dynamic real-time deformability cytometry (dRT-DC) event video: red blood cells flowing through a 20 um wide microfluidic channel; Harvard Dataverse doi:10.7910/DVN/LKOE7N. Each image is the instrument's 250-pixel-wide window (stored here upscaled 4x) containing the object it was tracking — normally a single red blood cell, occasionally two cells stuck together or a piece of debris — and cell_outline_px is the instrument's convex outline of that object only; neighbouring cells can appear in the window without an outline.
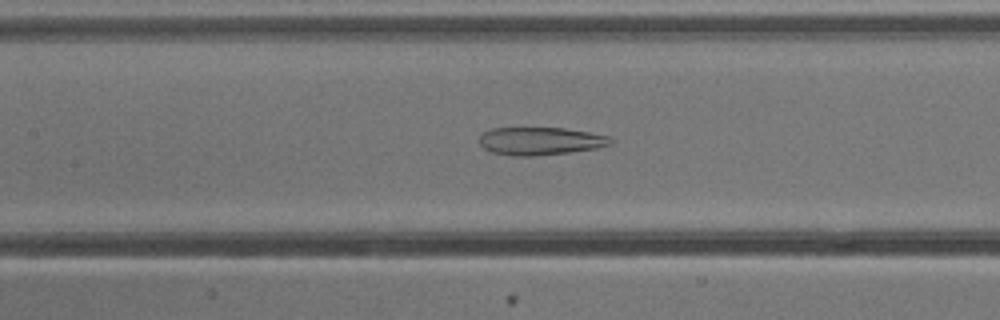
{"species": "common noctule bat (a hibernating species)", "species_latin": "Nyctalus noctula", "temperature_condition": "cold", "stored_images_in_passage": 38, "camera_frame_rate_fps": 3000, "um_per_image_px": 0.085, "animal": {"sex": "male", "body_mass_g": 13.3}, "frame": {"image": 1, "passage_image": 9, "time_ms": 2.667, "image_size_px": [1000, 320], "cell_outline_px": [[612, 144], [596, 148], [568, 152], [536, 156], [512, 156], [492, 152], [484, 148], [480, 144], [480, 136], [484, 132], [492, 128], [564, 128], [612, 136]], "centroid_in_image_um": [45.94, 11.99], "position_along_channel_um": 161.5, "area_um2": 21.27}}
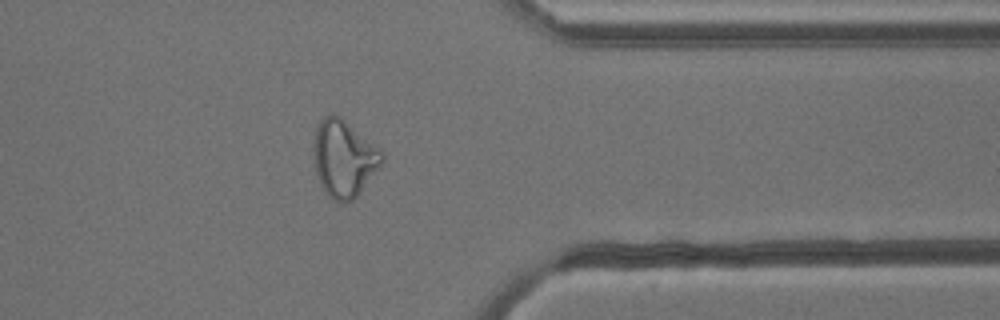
{"frame": {"image": 2, "passage_image": 27, "time_ms": 8.667, "image_size_px": [1000, 320], "cell_outline_px": [[384, 160], [356, 196], [352, 200], [344, 204], [332, 200], [328, 196], [320, 184], [316, 172], [312, 152], [316, 128], [320, 120], [324, 116], [340, 116], [384, 152]], "centroid_in_image_um": [29.2, 13.48], "position_along_channel_um": 382.2, "area_um2": 30.4}}
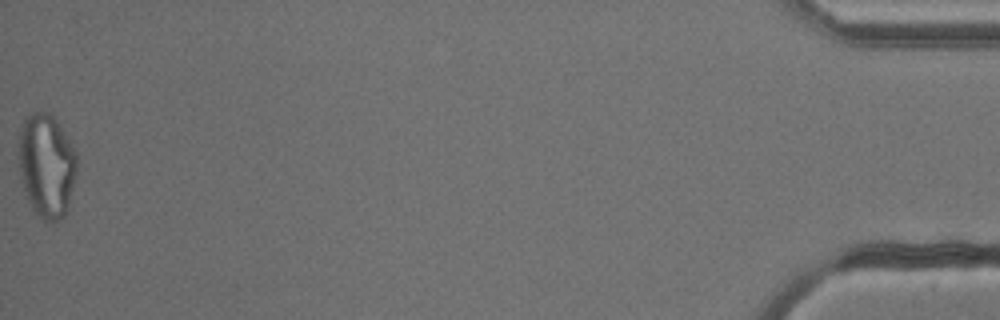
{"frame": {"image": 3, "passage_image": 38, "time_ms": 12.333, "image_size_px": [1000, 320], "cell_outline_px": [[76, 168], [68, 212], [64, 216], [56, 220], [44, 220], [32, 208], [28, 200], [24, 188], [20, 172], [20, 132], [24, 116], [32, 112], [52, 112], [76, 152]], "centroid_in_image_um": [3.97, 14.03], "position_along_channel_um": 431.2, "area_um2": 34.85}, "authors_computed_cell_mechanics": {"area_um2": 25.4898, "velocity_mm_per_s": 3.8653, "shape_relaxation_time_tau1_ms": null, "shape_relaxation_time_tau2_ms": 2.8273, "deformation_change_tau1": null, "deformation_change_tau2": 0.1366}}